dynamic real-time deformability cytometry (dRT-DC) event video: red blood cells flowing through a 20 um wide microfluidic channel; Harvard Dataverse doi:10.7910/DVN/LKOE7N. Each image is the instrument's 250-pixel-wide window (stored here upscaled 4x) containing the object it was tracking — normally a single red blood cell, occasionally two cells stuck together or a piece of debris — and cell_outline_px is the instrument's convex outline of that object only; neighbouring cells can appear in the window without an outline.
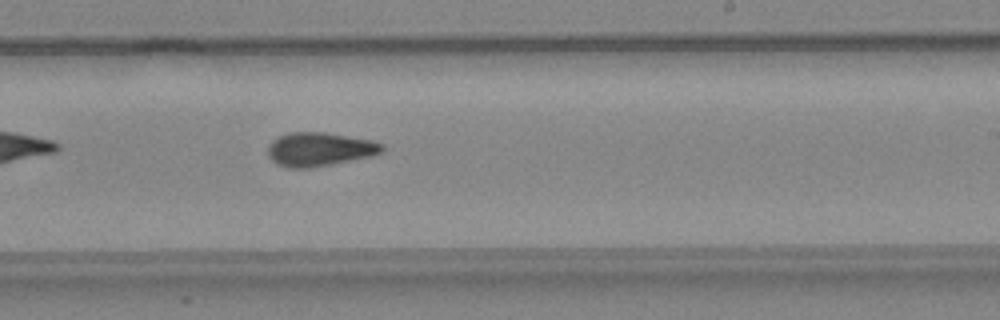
{"species": "common noctule bat (a hibernating species)", "species_latin": "Nyctalus noctula", "temperature_condition": "warm", "stored_images_in_passage": 30, "camera_frame_rate_fps": 3000, "um_per_image_px": 0.085, "animal": {"sex": "female", "body_mass_g": 24.6, "forearm_length_mm": 56.2}, "frame": {"image": 1, "passage_image": 24, "time_ms": 7.667, "image_size_px": [1000, 320], "cell_outline_px": [[384, 152], [372, 156], [312, 168], [288, 168], [276, 164], [268, 156], [268, 144], [272, 140], [288, 132], [324, 132], [372, 140], [384, 144]], "centroid_in_image_um": [27.16, 12.69], "position_along_channel_um": 261.8, "area_um2": 22.72}}